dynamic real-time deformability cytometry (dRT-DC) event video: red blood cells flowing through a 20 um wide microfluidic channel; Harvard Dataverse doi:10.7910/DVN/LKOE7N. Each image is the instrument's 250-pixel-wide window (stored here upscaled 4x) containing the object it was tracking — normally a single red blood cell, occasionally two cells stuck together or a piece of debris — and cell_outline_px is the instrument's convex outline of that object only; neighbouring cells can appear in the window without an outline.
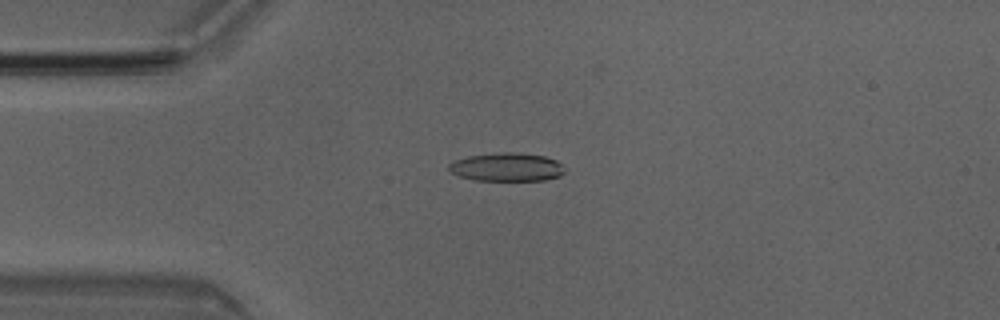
{"species": "Egyptian fruit bat (a non-hibernating species)", "species_latin": "Rousettus aegyptiacus", "temperature_condition": "room temperature", "stored_images_in_passage": 4, "camera_frame_rate_fps": 3000, "um_per_image_px": 0.085, "animal": {"sex": "male"}, "frame": {"image": 1, "passage_image": 1, "time_ms": 0.0, "image_size_px": [1000, 320], "cell_outline_px": [[564, 172], [560, 176], [544, 180], [476, 180], [460, 176], [452, 172], [448, 168], [448, 164], [452, 160], [468, 156], [500, 152], [516, 152], [544, 156], [556, 160], [564, 168]], "centroid_in_image_um": [43.06, 14.19], "position_along_channel_um": 41.9, "area_um2": 19.13}}